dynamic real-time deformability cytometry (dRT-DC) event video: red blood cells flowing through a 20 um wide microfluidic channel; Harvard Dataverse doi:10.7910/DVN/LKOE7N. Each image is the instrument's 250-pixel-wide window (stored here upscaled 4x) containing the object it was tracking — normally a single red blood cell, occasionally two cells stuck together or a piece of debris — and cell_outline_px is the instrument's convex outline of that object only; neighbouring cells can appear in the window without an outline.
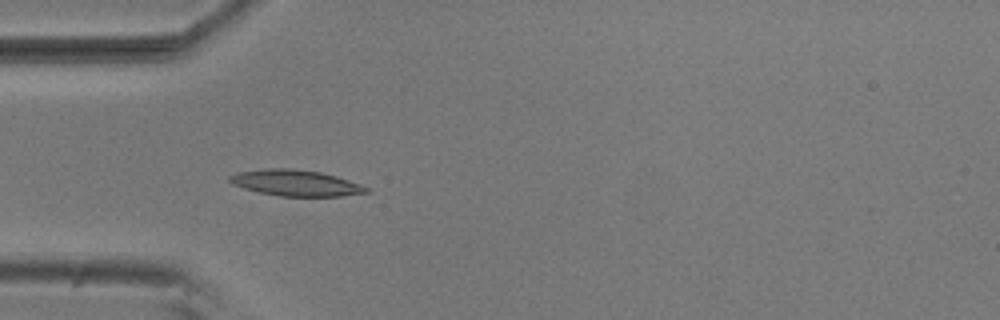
{"species": "common noctule bat (a hibernating species)", "species_latin": "Nyctalus noctula", "temperature_condition": "room temperature", "stored_images_in_passage": 5, "camera_frame_rate_fps": 3000, "um_per_image_px": 0.085, "animal": {"sex": "male", "body_mass_g": 20.5, "forearm_length_mm": 52.5}, "frame": {"image": 1, "passage_image": 4, "time_ms": 1.0, "image_size_px": [1000, 320], "cell_outline_px": [[372, 192], [340, 196], [280, 196], [260, 192], [244, 188], [232, 184], [228, 180], [228, 176], [236, 172], [268, 168], [288, 168], [320, 172], [336, 176], [360, 184], [368, 188]], "centroid_in_image_um": [25.12, 15.55], "position_along_channel_um": 59.9, "area_um2": 20.69}}
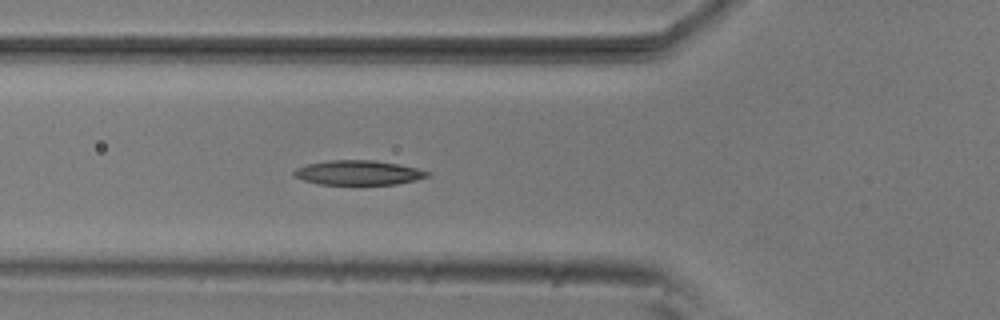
{"frame": {"image": 2, "passage_image": 5, "time_ms": 1.333, "image_size_px": [1000, 320], "cell_outline_px": [[432, 172], [428, 176], [416, 180], [396, 184], [352, 188], [320, 184], [304, 180], [292, 176], [292, 172], [296, 168], [308, 164], [328, 160], [372, 160], [396, 164], [416, 168]], "centroid_in_image_um": [30.43, 14.73], "position_along_channel_um": 95.4, "area_um2": 20.06}}